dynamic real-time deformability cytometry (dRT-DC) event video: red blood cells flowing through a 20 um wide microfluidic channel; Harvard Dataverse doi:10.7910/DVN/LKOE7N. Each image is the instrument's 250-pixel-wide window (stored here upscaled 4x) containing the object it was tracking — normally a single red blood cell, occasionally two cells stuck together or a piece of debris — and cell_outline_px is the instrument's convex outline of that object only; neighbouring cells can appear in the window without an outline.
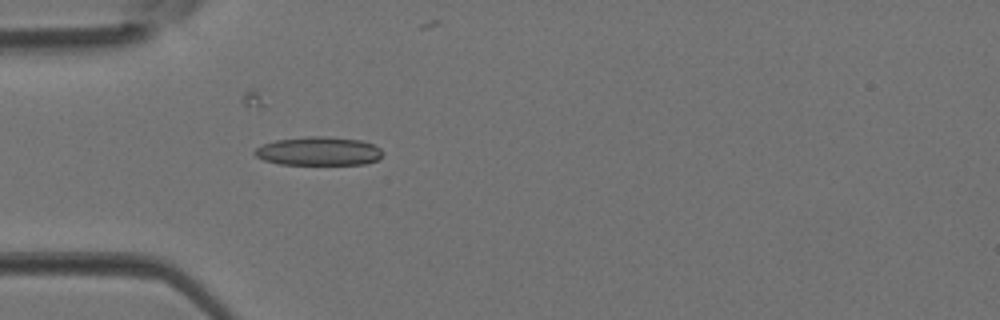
{"species": "Egyptian fruit bat (a non-hibernating species)", "species_latin": "Rousettus aegyptiacus", "temperature_condition": "room temperature", "stored_images_in_passage": 3, "camera_frame_rate_fps": 3000, "um_per_image_px": 0.085, "animal": {"sex": "female"}, "frame": {"image": 1, "passage_image": 3, "time_ms": 0.667, "image_size_px": [1000, 320], "cell_outline_px": [[384, 152], [376, 160], [364, 164], [280, 164], [264, 160], [256, 156], [252, 152], [256, 148], [264, 144], [276, 140], [308, 136], [324, 136], [360, 140], [372, 144], [380, 148]], "centroid_in_image_um": [27.07, 12.85], "position_along_channel_um": 57.9, "area_um2": 21.21}}